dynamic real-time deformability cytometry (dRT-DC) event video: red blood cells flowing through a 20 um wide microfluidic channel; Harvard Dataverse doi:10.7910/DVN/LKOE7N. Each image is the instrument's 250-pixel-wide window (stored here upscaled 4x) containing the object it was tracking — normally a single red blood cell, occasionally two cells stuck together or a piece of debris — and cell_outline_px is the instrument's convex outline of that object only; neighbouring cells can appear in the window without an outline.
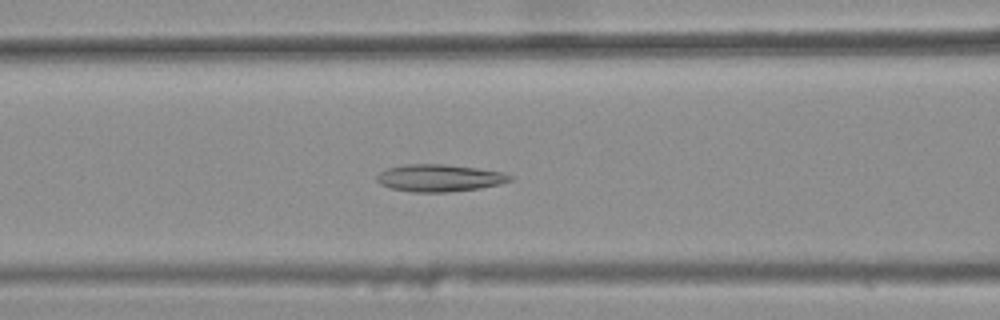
{"species": "common noctule bat (a hibernating species)", "species_latin": "Nyctalus noctula", "temperature_condition": "warm", "stored_images_in_passage": 43, "camera_frame_rate_fps": 3000, "um_per_image_px": 0.085, "animal": {"sex": "female", "body_mass_g": 25.1}, "frame": {"image": 1, "passage_image": 21, "time_ms": 6.667, "image_size_px": [1000, 320], "cell_outline_px": [[512, 180], [500, 184], [480, 188], [448, 192], [412, 192], [388, 188], [380, 184], [376, 180], [376, 176], [380, 172], [388, 168], [404, 164], [444, 164], [476, 168], [500, 172], [512, 176]], "centroid_in_image_um": [37.3, 15.13], "position_along_channel_um": 129.3, "area_um2": 21.1}}
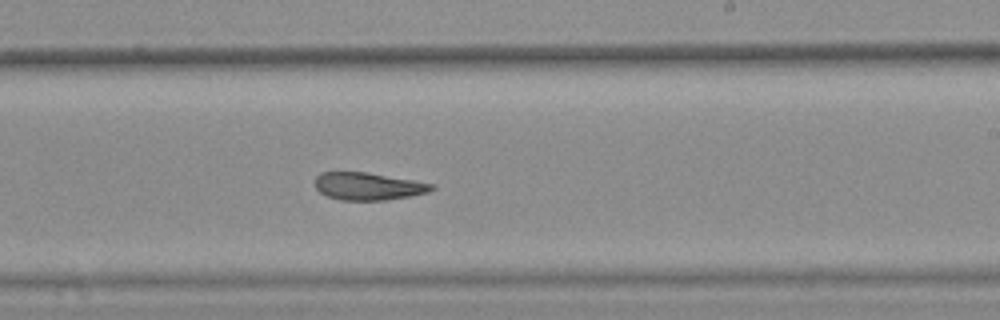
{"frame": {"image": 2, "passage_image": 31, "time_ms": 10.0, "image_size_px": [1000, 320], "cell_outline_px": [[436, 188], [428, 192], [388, 200], [340, 200], [328, 196], [320, 192], [316, 188], [316, 176], [320, 172], [368, 172], [436, 184]], "centroid_in_image_um": [31.32, 15.83], "position_along_channel_um": 257.7, "area_um2": 18.73}}
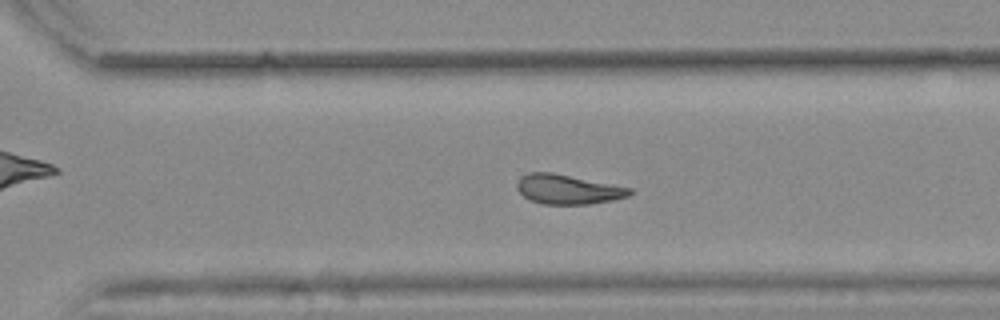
{"frame": {"image": 3, "passage_image": 36, "time_ms": 11.667, "image_size_px": [1000, 320], "cell_outline_px": [[632, 192], [628, 196], [612, 200], [592, 204], [544, 204], [528, 200], [516, 188], [516, 184], [520, 176], [528, 172], [552, 172], [632, 188]], "centroid_in_image_um": [48.23, 16.09], "position_along_channel_um": 322.4, "area_um2": 19.48}, "authors_computed_cell_mechanics": {"area_um2": 20.4612, "velocity_mm_per_s": 3.8699, "shape_relaxation_time_tau1_ms": null, "shape_relaxation_time_tau2_ms": 2.0977, "deformation_change_tau1": null, "deformation_change_tau2": 0.0913}}